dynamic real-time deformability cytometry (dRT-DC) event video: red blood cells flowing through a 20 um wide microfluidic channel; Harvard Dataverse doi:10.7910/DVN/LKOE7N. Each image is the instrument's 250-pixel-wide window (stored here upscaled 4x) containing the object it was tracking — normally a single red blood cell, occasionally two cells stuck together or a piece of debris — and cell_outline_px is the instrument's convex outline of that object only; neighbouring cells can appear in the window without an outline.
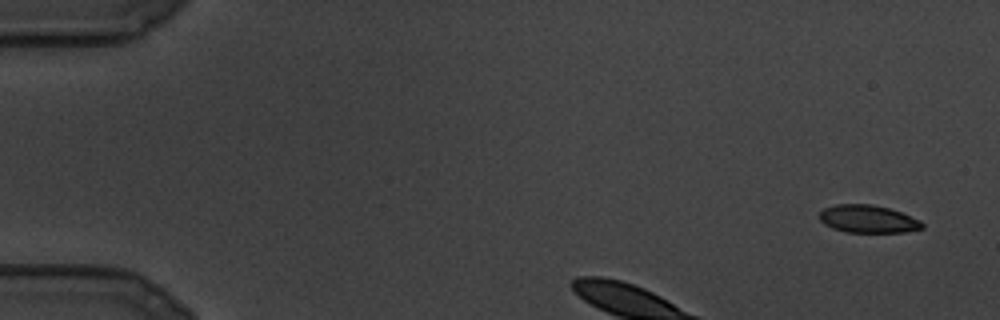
{"species": "common noctule bat (a hibernating species)", "species_latin": "Nyctalus noctula", "temperature_condition": "cold", "stored_images_in_passage": 93, "camera_frame_rate_fps": 3000, "um_per_image_px": 0.085, "animal": {"sex": "male", "body_mass_g": 19.5, "forearm_length_mm": 54.6}, "frame": {"image": 1, "passage_image": 1, "time_ms": 0.0, "image_size_px": [1000, 320], "cell_outline_px": [[924, 228], [904, 232], [844, 232], [832, 228], [824, 224], [820, 220], [820, 212], [824, 208], [836, 204], [872, 204], [888, 208], [900, 212], [920, 220], [924, 224]], "centroid_in_image_um": [73.77, 18.61], "position_along_channel_um": 11.2, "area_um2": 16.59}}
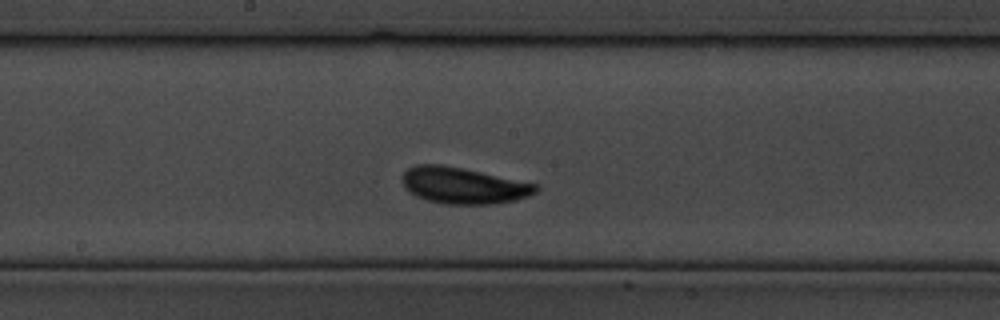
{"frame": {"image": 2, "passage_image": 41, "time_ms": 13.333, "image_size_px": [1000, 320], "cell_outline_px": [[540, 188], [536, 192], [528, 196], [516, 200], [492, 204], [448, 204], [428, 200], [416, 196], [408, 192], [404, 188], [404, 172], [408, 168], [416, 164], [440, 164], [480, 172], [536, 184]], "centroid_in_image_um": [39.37, 15.78], "position_along_channel_um": 208.8, "area_um2": 27.92}}
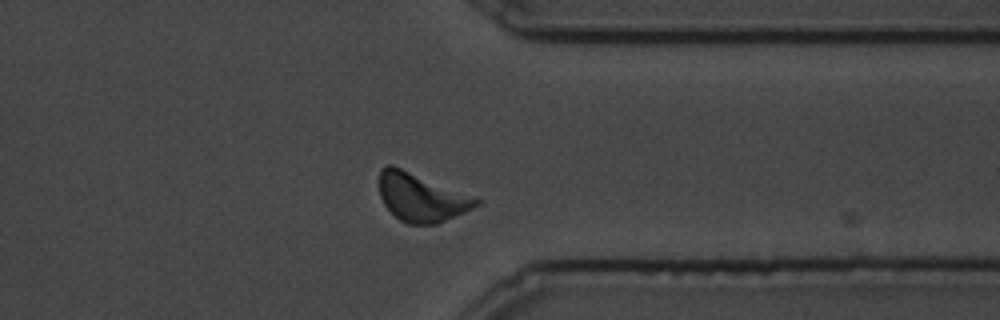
{"frame": {"image": 3, "passage_image": 69, "time_ms": 22.667, "image_size_px": [1000, 320], "cell_outline_px": [[480, 204], [464, 212], [436, 224], [408, 224], [400, 220], [384, 204], [380, 196], [380, 168], [388, 164], [392, 164], [476, 196], [480, 200]], "centroid_in_image_um": [35.82, 16.75], "position_along_channel_um": 375.6, "area_um2": 27.28}}